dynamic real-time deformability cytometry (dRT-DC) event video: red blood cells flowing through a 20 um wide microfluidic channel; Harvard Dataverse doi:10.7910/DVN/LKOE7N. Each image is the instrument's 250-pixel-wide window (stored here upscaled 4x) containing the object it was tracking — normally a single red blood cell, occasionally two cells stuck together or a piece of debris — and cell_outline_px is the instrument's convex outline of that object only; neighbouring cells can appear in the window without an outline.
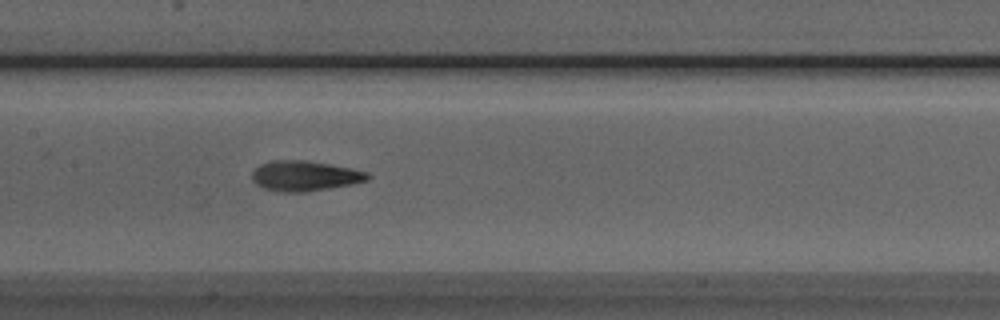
{"species": "Egyptian fruit bat (a non-hibernating species)", "species_latin": "Rousettus aegyptiacus", "temperature_condition": "room temperature", "stored_images_in_passage": 40, "camera_frame_rate_fps": 3000, "um_per_image_px": 0.085, "animal": {"sex": "male"}, "frame": {"image": 1, "passage_image": 21, "time_ms": 6.667, "image_size_px": [1000, 320], "cell_outline_px": [[372, 176], [368, 180], [352, 184], [308, 192], [280, 192], [264, 188], [256, 184], [252, 180], [252, 172], [260, 164], [268, 160], [304, 160], [352, 168], [368, 172]], "centroid_in_image_um": [25.91, 14.95], "position_along_channel_um": 181.5, "area_um2": 20.52}}
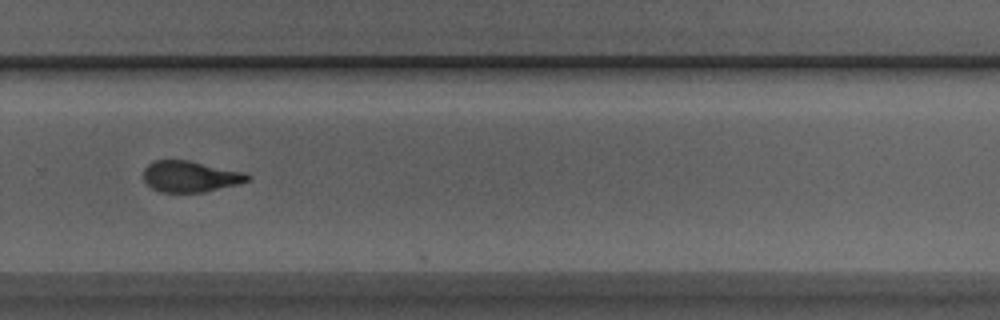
{"frame": {"image": 2, "passage_image": 31, "time_ms": 10.0, "image_size_px": [1000, 320], "cell_outline_px": [[252, 176], [248, 180], [236, 184], [204, 192], [160, 192], [152, 188], [144, 180], [144, 168], [148, 164], [156, 160], [188, 160], [248, 172]], "centroid_in_image_um": [16.2, 14.99], "position_along_channel_um": 313.6, "area_um2": 18.9}}
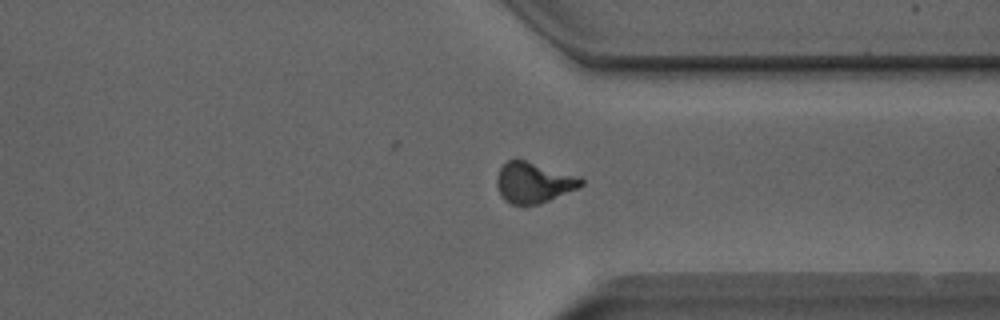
{"frame": {"image": 3, "passage_image": 35, "time_ms": 11.333, "image_size_px": [1000, 320], "cell_outline_px": [[584, 184], [580, 188], [548, 200], [524, 208], [512, 204], [504, 200], [496, 184], [496, 176], [500, 168], [508, 160], [516, 156], [584, 180]], "centroid_in_image_um": [45.29, 15.53], "position_along_channel_um": 366.1, "area_um2": 20.11}, "authors_computed_cell_mechanics": {"area_um2": 19.6809, "velocity_mm_per_s": 3.9825, "shape_relaxation_time_tau1_ms": null, "shape_relaxation_time_tau2_ms": 2.0154, "deformation_change_tau1": null, "deformation_change_tau2": 0.1021}}